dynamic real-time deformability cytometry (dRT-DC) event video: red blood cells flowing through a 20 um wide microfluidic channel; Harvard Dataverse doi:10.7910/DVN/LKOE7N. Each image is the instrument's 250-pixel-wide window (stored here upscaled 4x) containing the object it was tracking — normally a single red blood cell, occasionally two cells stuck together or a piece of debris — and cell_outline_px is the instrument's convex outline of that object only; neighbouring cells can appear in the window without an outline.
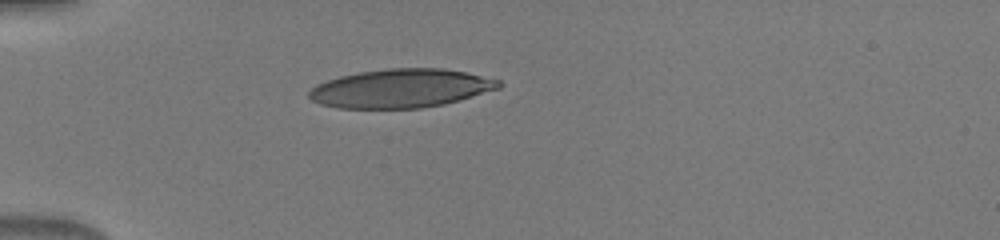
{"species": "human", "species_latin": "Homo sapiens", "temperature_condition": "warm", "stored_images_in_passage": 30, "camera_frame_rate_fps": 3000, "um_per_image_px": 0.085, "donor": {"sex": "male"}, "frame": {"image": 1, "passage_image": 1, "time_ms": 0.0, "image_size_px": [1000, 240], "cell_outline_px": [[504, 84], [500, 88], [444, 104], [420, 108], [336, 108], [320, 104], [312, 100], [308, 96], [308, 92], [316, 84], [340, 76], [360, 72], [388, 68], [444, 68], [464, 72], [500, 80]], "centroid_in_image_um": [34.06, 7.51], "position_along_channel_um": 50.9, "area_um2": 42.66}}
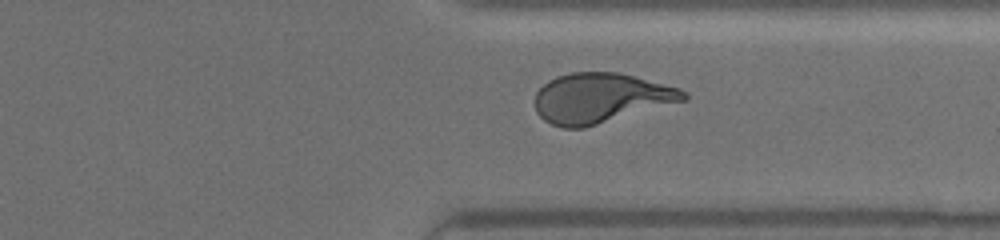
{"frame": {"image": 2, "passage_image": 25, "time_ms": 8.0, "image_size_px": [1000, 240], "cell_outline_px": [[688, 100], [584, 128], [564, 128], [552, 124], [544, 120], [536, 112], [536, 92], [548, 80], [556, 76], [572, 72], [620, 72], [680, 88], [688, 92]], "centroid_in_image_um": [51.09, 8.33], "position_along_channel_um": 360.3, "area_um2": 43.47}}
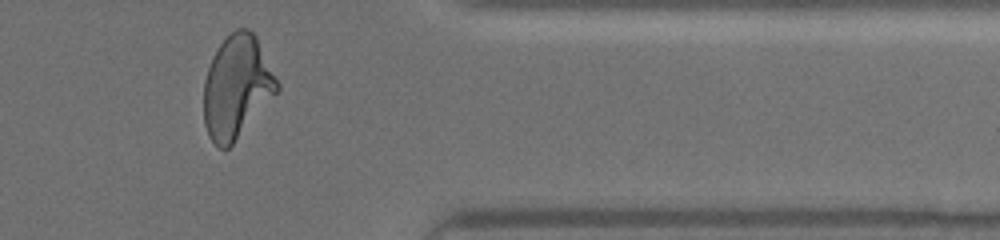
{"frame": {"image": 3, "passage_image": 28, "time_ms": 9.0, "image_size_px": [1000, 240], "cell_outline_px": [[280, 88], [232, 144], [228, 148], [220, 148], [208, 136], [204, 124], [204, 80], [212, 56], [220, 44], [236, 28], [248, 28], [256, 36], [280, 84]], "centroid_in_image_um": [20.11, 7.37], "position_along_channel_um": 391.3, "area_um2": 43.41}}